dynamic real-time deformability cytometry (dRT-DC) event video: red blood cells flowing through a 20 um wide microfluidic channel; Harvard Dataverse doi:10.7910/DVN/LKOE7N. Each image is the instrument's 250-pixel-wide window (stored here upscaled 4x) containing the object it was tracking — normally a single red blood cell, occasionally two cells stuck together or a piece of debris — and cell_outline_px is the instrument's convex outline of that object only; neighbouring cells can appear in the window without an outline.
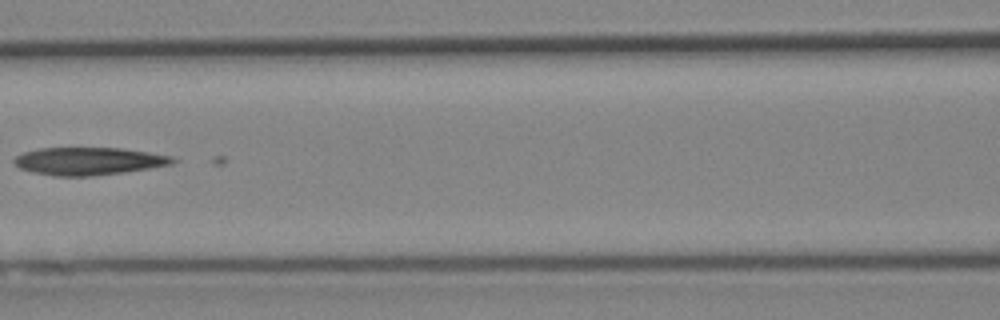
{"species": "Egyptian fruit bat (a non-hibernating species)", "species_latin": "Rousettus aegyptiacus", "temperature_condition": "cold", "stored_images_in_passage": 34, "camera_frame_rate_fps": 3000, "um_per_image_px": 0.085, "animal": {"sex": "female"}, "frame": {"image": 1, "passage_image": 9, "time_ms": 2.667, "image_size_px": [1000, 320], "cell_outline_px": [[180, 160], [172, 164], [124, 172], [92, 176], [56, 176], [32, 172], [20, 168], [12, 160], [16, 156], [24, 152], [40, 148], [124, 148], [172, 156]], "centroid_in_image_um": [7.56, 13.69], "position_along_channel_um": 159.0, "area_um2": 25.55}}
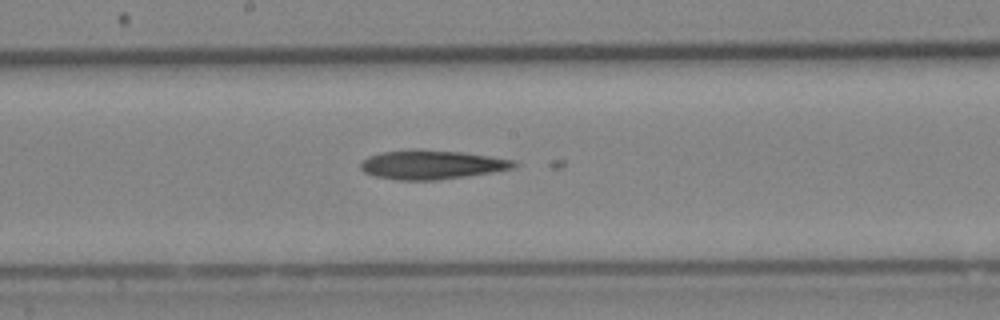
{"frame": {"image": 2, "passage_image": 13, "time_ms": 4.0, "image_size_px": [1000, 320], "cell_outline_px": [[520, 164], [516, 168], [492, 172], [436, 180], [396, 180], [372, 176], [364, 172], [360, 168], [360, 164], [368, 156], [380, 152], [460, 152], [516, 160]], "centroid_in_image_um": [36.73, 14.04], "position_along_channel_um": 211.5, "area_um2": 25.09}}
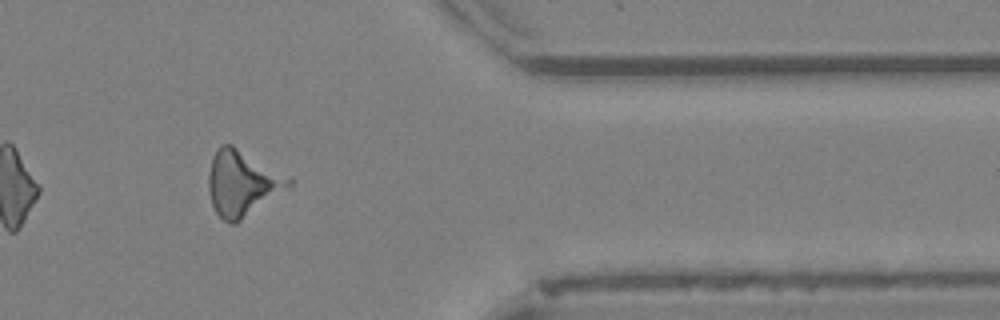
{"frame": {"image": 3, "passage_image": 28, "time_ms": 9.0, "image_size_px": [1000, 320], "cell_outline_px": [[296, 180], [292, 184], [236, 224], [228, 224], [216, 212], [212, 204], [208, 188], [208, 176], [212, 156], [216, 148], [220, 144], [232, 144]], "centroid_in_image_um": [20.57, 15.55], "position_along_channel_um": 390.8, "area_um2": 30.52}}